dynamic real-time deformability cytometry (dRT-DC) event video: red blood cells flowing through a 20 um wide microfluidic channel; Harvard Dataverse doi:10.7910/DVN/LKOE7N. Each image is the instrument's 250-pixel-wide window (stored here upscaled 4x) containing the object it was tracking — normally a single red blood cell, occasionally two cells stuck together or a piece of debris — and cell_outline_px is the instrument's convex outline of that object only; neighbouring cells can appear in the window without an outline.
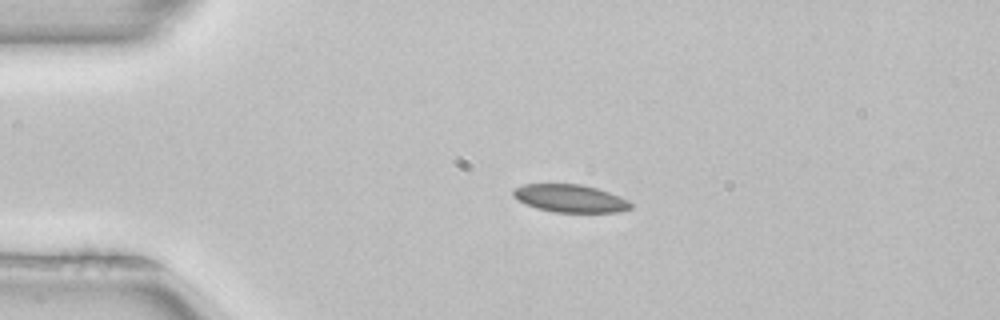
{"species": "common noctule bat (a hibernating species)", "species_latin": "Nyctalus noctula", "temperature_condition": "room temperature", "stored_images_in_passage": 41, "camera_frame_rate_fps": 3000, "um_per_image_px": 0.085, "animal": {"sex": "female", "body_mass_g": 22.7, "forearm_length_mm": 54.2}, "frame": {"image": 1, "passage_image": 1, "time_ms": 0.0, "image_size_px": [1000, 320], "cell_outline_px": [[632, 208], [620, 212], [552, 212], [536, 208], [512, 196], [512, 188], [524, 184], [580, 184], [596, 188], [608, 192], [628, 200], [632, 204]], "centroid_in_image_um": [48.45, 16.86], "position_along_channel_um": 36.5, "area_um2": 18.96}}
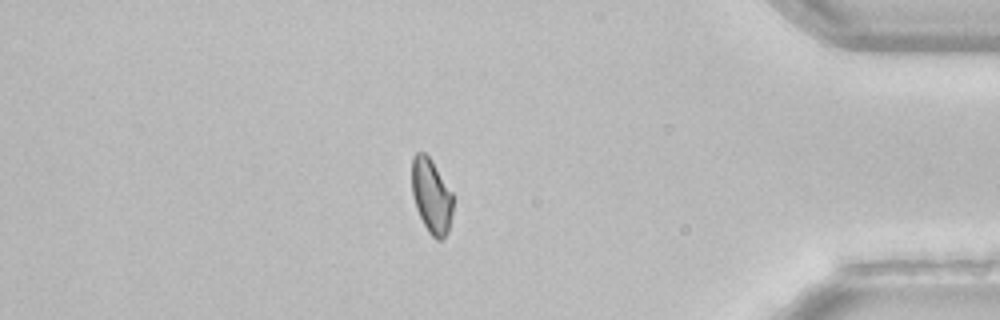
{"frame": {"image": 2, "passage_image": 34, "time_ms": 11.0, "image_size_px": [1000, 320], "cell_outline_px": [[452, 212], [448, 232], [440, 240], [436, 240], [428, 232], [416, 208], [412, 196], [412, 156], [416, 152], [424, 152], [428, 156], [452, 192]], "centroid_in_image_um": [36.65, 16.66], "position_along_channel_um": 398.6, "area_um2": 17.69}}
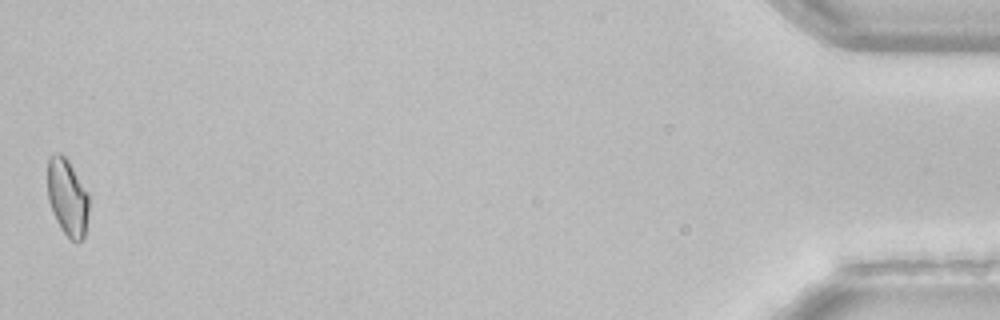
{"frame": {"image": 3, "passage_image": 41, "time_ms": 13.333, "image_size_px": [1000, 320], "cell_outline_px": [[88, 212], [84, 236], [80, 240], [72, 240], [60, 228], [56, 220], [48, 200], [48, 160], [56, 152], [60, 152], [68, 160], [88, 192]], "centroid_in_image_um": [5.72, 16.75], "position_along_channel_um": 429.5, "area_um2": 18.26}, "authors_computed_cell_mechanics": {"area_um2": 18.785, "velocity_mm_per_s": 3.9722, "shape_relaxation_time_tau1_ms": 10.1327, "shape_relaxation_time_tau2_ms": 4.5792, "deformation_change_tau1": 0.1421, "deformation_change_tau2": 0.0779}}